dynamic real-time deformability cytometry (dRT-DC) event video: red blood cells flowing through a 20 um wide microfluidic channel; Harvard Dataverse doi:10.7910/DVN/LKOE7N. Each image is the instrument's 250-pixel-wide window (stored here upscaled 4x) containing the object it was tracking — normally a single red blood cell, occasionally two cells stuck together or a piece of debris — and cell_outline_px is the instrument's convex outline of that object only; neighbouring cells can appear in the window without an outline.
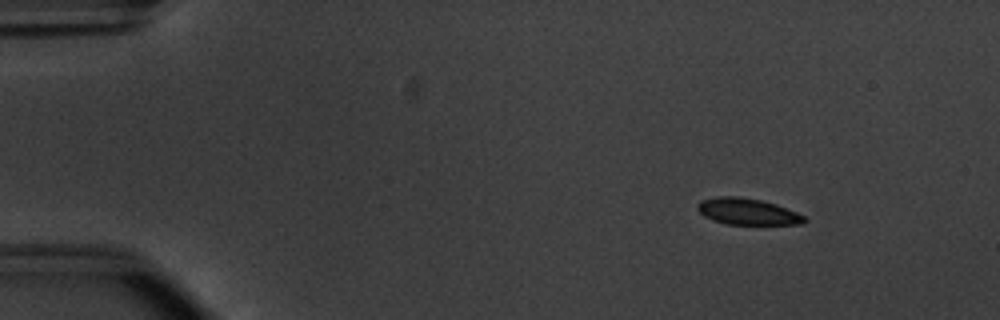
{"species": "common noctule bat (a hibernating species)", "species_latin": "Nyctalus noctula", "temperature_condition": "warm", "stored_images_in_passage": 49, "camera_frame_rate_fps": 3000, "um_per_image_px": 0.085, "animal": {"sex": "male", "body_mass_g": 20.1, "forearm_length_mm": 53.5}, "frame": {"image": 1, "passage_image": 2, "time_ms": 0.333, "image_size_px": [1000, 320], "cell_outline_px": [[808, 220], [804, 224], [724, 224], [712, 220], [704, 216], [696, 208], [696, 204], [700, 200], [716, 196], [736, 196], [760, 200], [776, 204], [796, 212], [804, 216]], "centroid_in_image_um": [63.5, 17.98], "position_along_channel_um": 21.5, "area_um2": 16.53}}
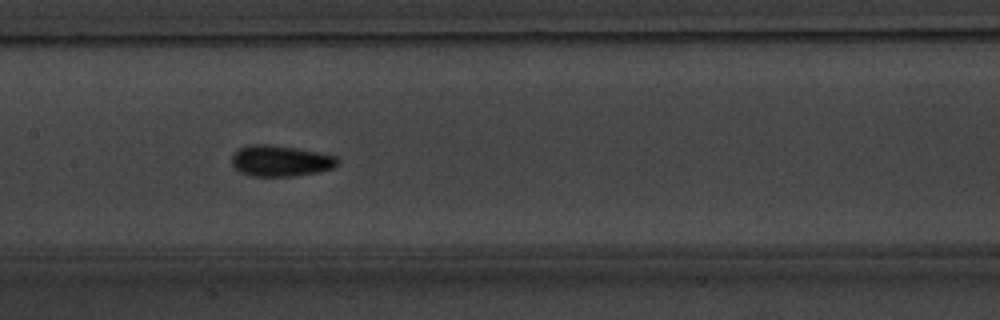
{"frame": {"image": 2, "passage_image": 22, "time_ms": 7.0, "image_size_px": [1000, 320], "cell_outline_px": [[340, 160], [332, 168], [320, 172], [292, 176], [252, 176], [240, 172], [232, 164], [232, 156], [240, 148], [248, 144], [268, 144], [316, 152], [336, 156]], "centroid_in_image_um": [23.83, 13.68], "position_along_channel_um": 183.6, "area_um2": 18.9}}
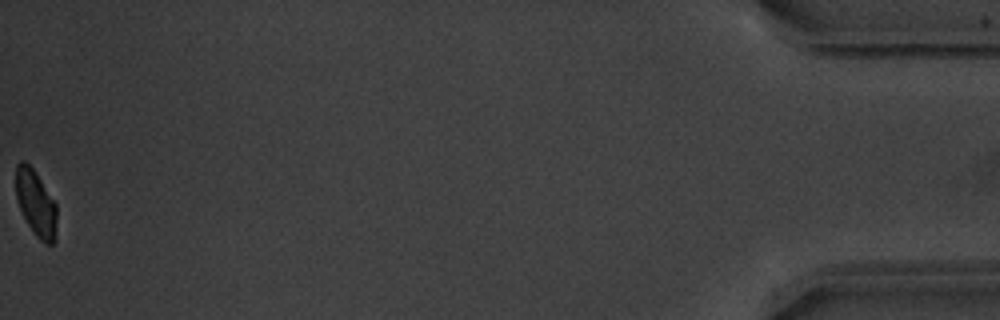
{"frame": {"image": 3, "passage_image": 49, "time_ms": 16.0, "image_size_px": [1000, 320], "cell_outline_px": [[56, 240], [52, 244], [44, 244], [36, 236], [28, 224], [16, 200], [16, 164], [20, 160], [24, 160], [32, 168], [56, 204]], "centroid_in_image_um": [3.04, 17.3], "position_along_channel_um": 432.2, "area_um2": 15.61}, "authors_computed_cell_mechanics": {"area_um2": 17.34, "velocity_mm_per_s": 3.8066, "shape_relaxation_time_tau1_ms": 2.4474, "shape_relaxation_time_tau2_ms": 1.5341, "deformation_change_tau1": 0.0986, "deformation_change_tau2": 0.0561}}